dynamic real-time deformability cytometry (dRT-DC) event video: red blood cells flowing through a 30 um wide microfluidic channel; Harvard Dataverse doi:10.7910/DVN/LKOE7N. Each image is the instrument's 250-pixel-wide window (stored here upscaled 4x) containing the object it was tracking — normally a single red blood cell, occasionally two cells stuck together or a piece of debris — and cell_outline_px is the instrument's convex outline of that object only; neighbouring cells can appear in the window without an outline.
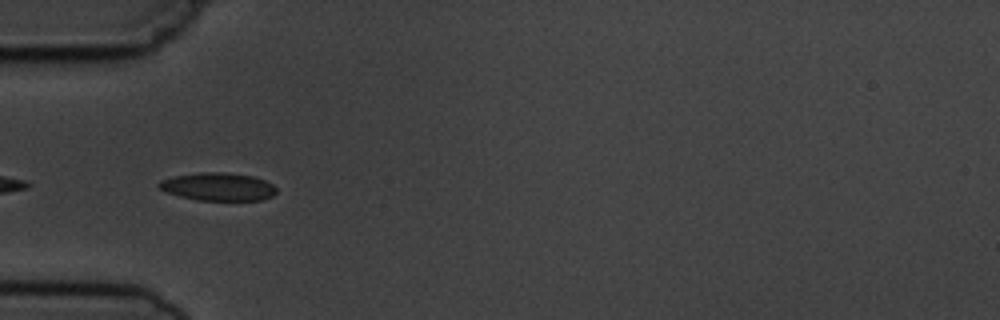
{"species": "common noctule bat (a hibernating species)", "species_latin": "Nyctalus noctula", "temperature_condition": "cold", "stored_images_in_passage": 14, "camera_frame_rate_fps": 3000, "um_per_image_px": 0.085, "animal": {"sex": "male", "body_mass_g": 19.5, "forearm_length_mm": 54.6}, "frame": {"image": 1, "passage_image": 4, "time_ms": 3.667, "image_size_px": [1000, 320], "cell_outline_px": [[276, 192], [272, 196], [260, 200], [196, 200], [180, 196], [168, 192], [160, 188], [156, 184], [160, 180], [172, 176], [200, 172], [224, 172], [252, 176], [264, 180], [272, 184], [276, 188]], "centroid_in_image_um": [18.51, 15.86], "position_along_channel_um": 66.5, "area_um2": 19.07}}
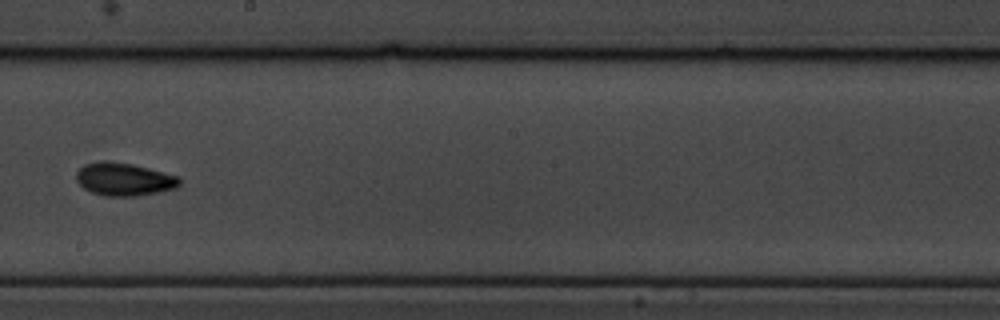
{"frame": {"image": 2, "passage_image": 8, "time_ms": 8.333, "image_size_px": [1000, 320], "cell_outline_px": [[180, 184], [176, 188], [160, 192], [136, 196], [104, 196], [92, 192], [84, 188], [76, 180], [76, 172], [84, 164], [104, 160], [132, 164], [180, 176]], "centroid_in_image_um": [10.55, 15.24], "position_along_channel_um": 237.6, "area_um2": 19.88}}
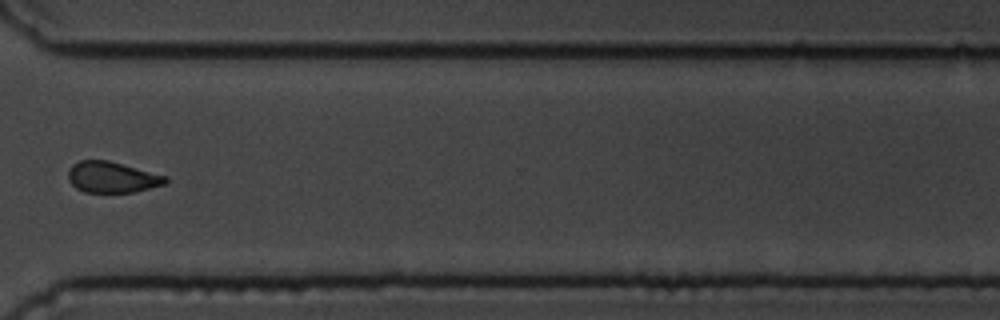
{"frame": {"image": 3, "passage_image": 11, "time_ms": 11.667, "image_size_px": [1000, 320], "cell_outline_px": [[168, 180], [164, 184], [136, 192], [84, 192], [76, 188], [68, 180], [68, 172], [72, 164], [80, 160], [108, 160], [168, 176]], "centroid_in_image_um": [9.52, 15.06], "position_along_channel_um": 361.1, "area_um2": 17.63}, "authors_computed_cell_mechanics": {"area_um2": 19.1607, "velocity_mm_per_s": 3.7017, "shape_relaxation_time_tau1_ms": 2.1479, "shape_relaxation_time_tau2_ms": 3.6487, "deformation_change_tau1": 0.0668, "deformation_change_tau2": 0.0708}}